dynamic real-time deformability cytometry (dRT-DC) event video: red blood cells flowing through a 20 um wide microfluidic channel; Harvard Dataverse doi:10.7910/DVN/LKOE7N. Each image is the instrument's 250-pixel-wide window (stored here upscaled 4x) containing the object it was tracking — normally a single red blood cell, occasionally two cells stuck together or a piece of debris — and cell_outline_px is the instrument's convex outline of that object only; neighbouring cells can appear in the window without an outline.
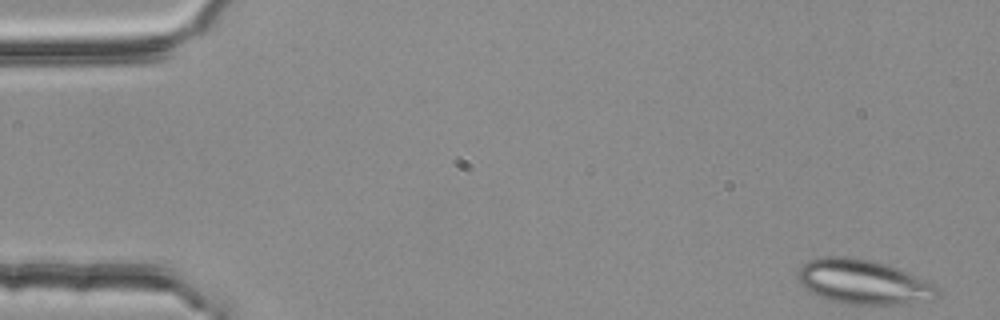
{"species": "common noctule bat (a hibernating species)", "species_latin": "Nyctalus noctula", "temperature_condition": "room temperature", "stored_images_in_passage": 50, "camera_frame_rate_fps": 3000, "um_per_image_px": 0.085, "animal": {"sex": "female", "body_mass_g": 25.1}, "frame": {"image": 1, "passage_image": 1, "time_ms": 0.0, "image_size_px": [1000, 320], "cell_outline_px": [[940, 296], [932, 300], [896, 304], [848, 304], [832, 300], [820, 296], [804, 288], [796, 272], [808, 260], [824, 256], [844, 256], [868, 260], [884, 264], [908, 272], [940, 288]], "centroid_in_image_um": [73.4, 23.96], "position_along_channel_um": 11.6, "area_um2": 35.78}}
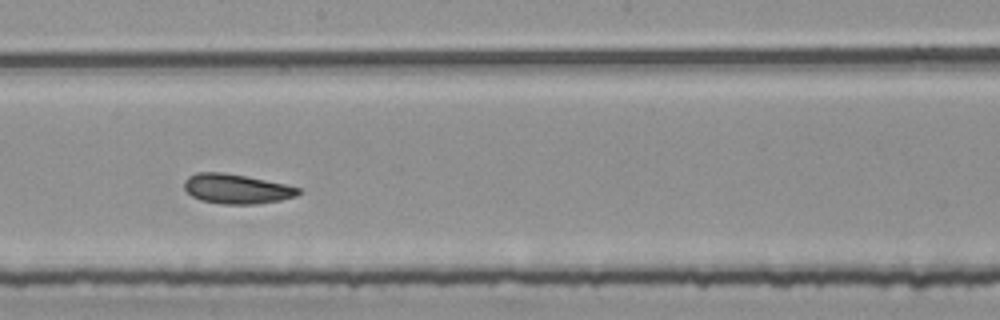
{"frame": {"image": 2, "passage_image": 29, "time_ms": 9.333, "image_size_px": [1000, 320], "cell_outline_px": [[304, 192], [296, 196], [280, 200], [256, 204], [220, 204], [200, 200], [192, 196], [184, 188], [184, 180], [188, 176], [196, 172], [224, 172], [284, 184], [300, 188]], "centroid_in_image_um": [20.09, 16.05], "position_along_channel_um": 228.1, "area_um2": 19.77}}
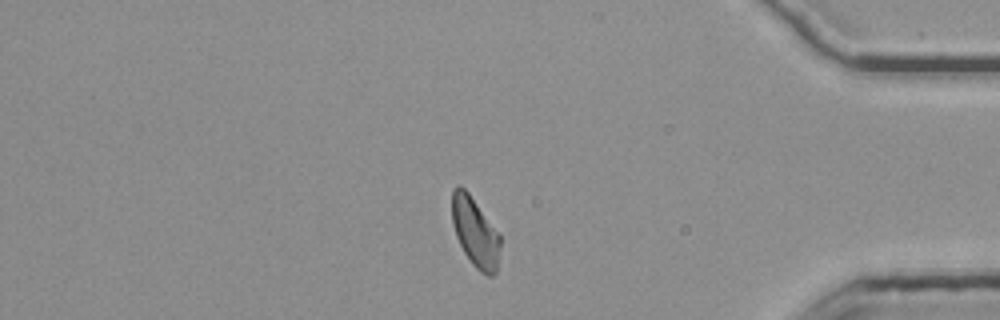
{"frame": {"image": 3, "passage_image": 45, "time_ms": 14.667, "image_size_px": [1000, 320], "cell_outline_px": [[500, 248], [496, 272], [492, 276], [488, 276], [480, 272], [472, 264], [464, 252], [456, 236], [452, 224], [452, 188], [456, 184], [460, 184], [468, 192], [500, 236]], "centroid_in_image_um": [40.36, 19.73], "position_along_channel_um": 394.8, "area_um2": 19.36}, "authors_computed_cell_mechanics": {"area_um2": 19.9988, "velocity_mm_per_s": 3.748, "shape_relaxation_time_tau1_ms": 6.4007, "shape_relaxation_time_tau2_ms": 3.3843, "deformation_change_tau1": 0.1183, "deformation_change_tau2": 0.11}}